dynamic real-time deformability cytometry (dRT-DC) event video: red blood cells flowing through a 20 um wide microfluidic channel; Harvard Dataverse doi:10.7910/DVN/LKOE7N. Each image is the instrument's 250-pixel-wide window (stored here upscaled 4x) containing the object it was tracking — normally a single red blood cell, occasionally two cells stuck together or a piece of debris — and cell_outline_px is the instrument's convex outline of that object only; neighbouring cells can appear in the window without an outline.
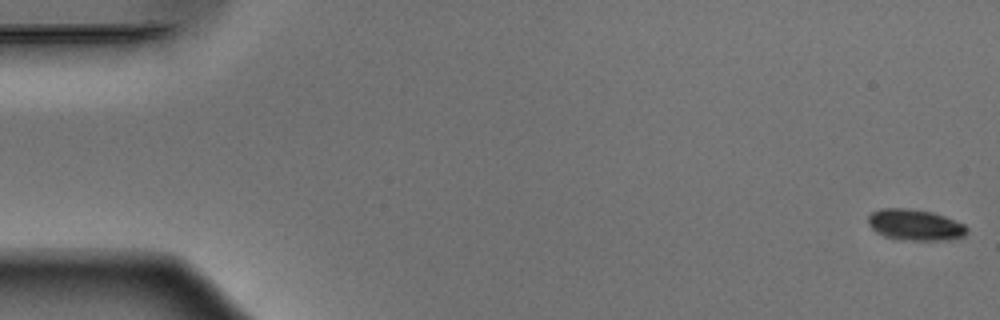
{"species": "Egyptian fruit bat (a non-hibernating species)", "species_latin": "Rousettus aegyptiacus", "temperature_condition": "warm", "stored_images_in_passage": 52, "camera_frame_rate_fps": 3000, "um_per_image_px": 0.085, "animal": {"sex": "male"}, "frame": {"image": 1, "passage_image": 1, "time_ms": 0.0, "image_size_px": [1000, 320], "cell_outline_px": [[968, 232], [964, 236], [936, 240], [912, 240], [884, 236], [872, 228], [868, 224], [868, 216], [872, 212], [880, 208], [908, 208], [932, 212], [944, 216], [964, 224], [968, 228]], "centroid_in_image_um": [77.77, 19.09], "position_along_channel_um": 7.2, "area_um2": 17.63}}
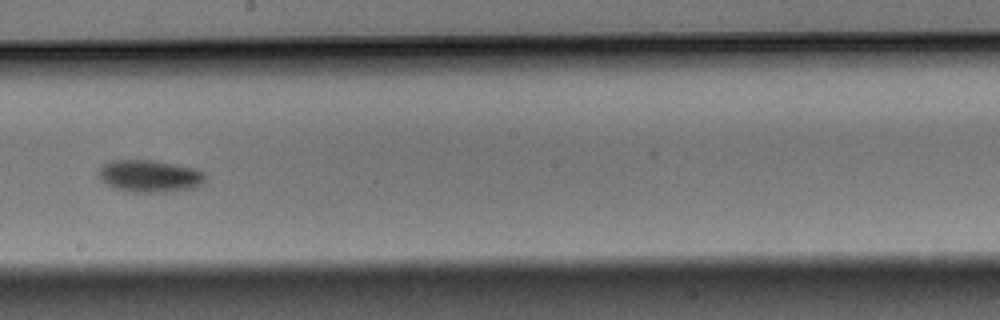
{"frame": {"image": 2, "passage_image": 30, "time_ms": 9.667, "image_size_px": [1000, 320], "cell_outline_px": [[204, 184], [196, 188], [164, 192], [136, 192], [116, 188], [108, 184], [100, 176], [100, 168], [104, 164], [112, 160], [152, 160], [176, 164], [196, 168], [204, 172]], "centroid_in_image_um": [12.81, 14.96], "position_along_channel_um": 235.4, "area_um2": 19.83}}
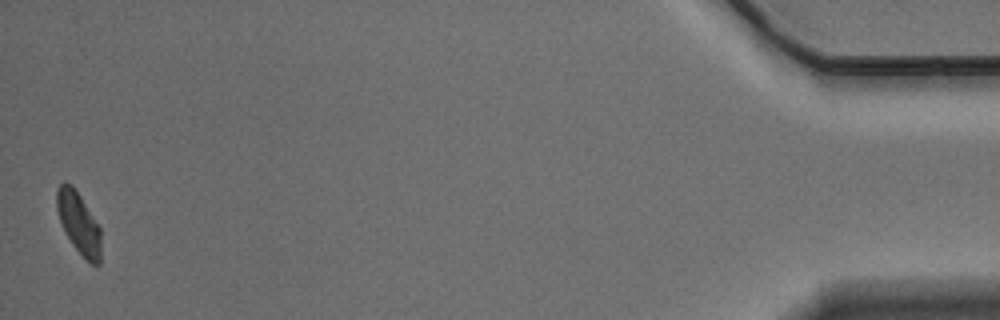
{"frame": {"image": 3, "passage_image": 52, "time_ms": 17.0, "image_size_px": [1000, 320], "cell_outline_px": [[100, 264], [92, 264], [72, 244], [60, 220], [56, 208], [56, 188], [64, 180], [72, 184], [80, 196], [100, 228]], "centroid_in_image_um": [6.67, 18.89], "position_along_channel_um": 428.5, "area_um2": 15.49}, "authors_computed_cell_mechanics": {"area_um2": 18.1492, "velocity_mm_per_s": 3.8789, "shape_relaxation_time_tau1_ms": 1.4392, "shape_relaxation_time_tau2_ms": null, "deformation_change_tau1": 0.1043, "deformation_change_tau2": null}}